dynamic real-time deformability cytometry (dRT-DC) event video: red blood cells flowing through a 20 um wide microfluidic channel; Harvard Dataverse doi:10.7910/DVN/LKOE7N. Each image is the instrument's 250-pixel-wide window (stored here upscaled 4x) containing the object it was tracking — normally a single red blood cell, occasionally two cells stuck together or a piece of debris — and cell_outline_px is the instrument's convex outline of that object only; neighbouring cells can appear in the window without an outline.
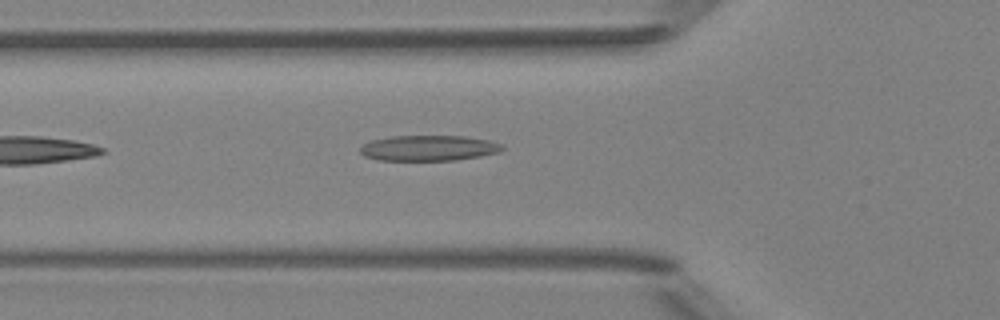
{"species": "Egyptian fruit bat (a non-hibernating species)", "species_latin": "Rousettus aegyptiacus", "temperature_condition": "room temperature", "stored_images_in_passage": 5, "camera_frame_rate_fps": 3000, "um_per_image_px": 0.085, "animal": {"sex": "female"}, "frame": {"image": 1, "passage_image": 5, "time_ms": 4.667, "image_size_px": [1000, 320], "cell_outline_px": [[504, 148], [496, 152], [480, 156], [452, 160], [376, 160], [364, 156], [360, 152], [360, 148], [364, 144], [372, 140], [392, 136], [464, 136], [492, 140], [504, 144]], "centroid_in_image_um": [36.44, 12.58], "position_along_channel_um": 89.4, "area_um2": 21.1}}